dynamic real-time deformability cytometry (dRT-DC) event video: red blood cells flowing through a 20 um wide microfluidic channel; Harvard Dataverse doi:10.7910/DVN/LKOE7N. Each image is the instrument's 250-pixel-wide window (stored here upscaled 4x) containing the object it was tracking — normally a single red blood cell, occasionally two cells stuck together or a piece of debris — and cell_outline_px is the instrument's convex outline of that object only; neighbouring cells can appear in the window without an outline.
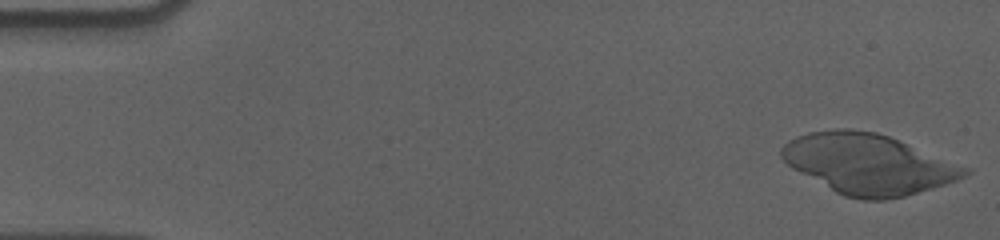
{"species": "human", "species_latin": "Homo sapiens", "temperature_condition": "cold", "stored_images_in_passage": 55, "camera_frame_rate_fps": 3000, "um_per_image_px": 0.085, "donor": {"sex": "male"}, "frame": {"image": 1, "passage_image": 1, "time_ms": 0.0, "image_size_px": [1000, 240], "cell_outline_px": [[972, 172], [956, 180], [932, 188], [904, 196], [884, 200], [864, 200], [844, 196], [836, 192], [792, 168], [780, 156], [780, 148], [788, 140], [796, 136], [808, 132], [836, 128], [848, 128], [876, 132], [888, 136], [968, 168]], "centroid_in_image_um": [73.74, 13.93], "position_along_channel_um": 11.3, "area_um2": 63.7}}